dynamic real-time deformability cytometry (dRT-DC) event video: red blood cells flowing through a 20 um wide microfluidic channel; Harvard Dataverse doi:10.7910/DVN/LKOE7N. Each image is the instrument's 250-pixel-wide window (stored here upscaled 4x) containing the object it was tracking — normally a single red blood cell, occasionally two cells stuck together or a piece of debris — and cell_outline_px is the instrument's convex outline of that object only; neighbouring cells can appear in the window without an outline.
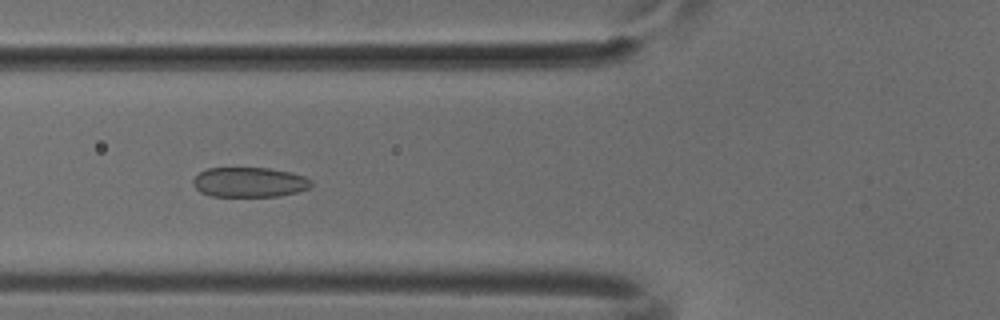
{"species": "common noctule bat (a hibernating species)", "species_latin": "Nyctalus noctula", "temperature_condition": "cold", "stored_images_in_passage": 12, "camera_frame_rate_fps": 3000, "um_per_image_px": 0.085, "animal": {"sex": "male", "body_mass_g": 18.8}, "frame": {"image": 1, "passage_image": 10, "time_ms": 3.0, "image_size_px": [1000, 320], "cell_outline_px": [[312, 184], [308, 188], [296, 192], [276, 196], [212, 196], [200, 192], [192, 184], [192, 180], [200, 172], [208, 168], [268, 168], [292, 172], [304, 176], [312, 180]], "centroid_in_image_um": [21.19, 15.48], "position_along_channel_um": 104.6, "area_um2": 20.52}}